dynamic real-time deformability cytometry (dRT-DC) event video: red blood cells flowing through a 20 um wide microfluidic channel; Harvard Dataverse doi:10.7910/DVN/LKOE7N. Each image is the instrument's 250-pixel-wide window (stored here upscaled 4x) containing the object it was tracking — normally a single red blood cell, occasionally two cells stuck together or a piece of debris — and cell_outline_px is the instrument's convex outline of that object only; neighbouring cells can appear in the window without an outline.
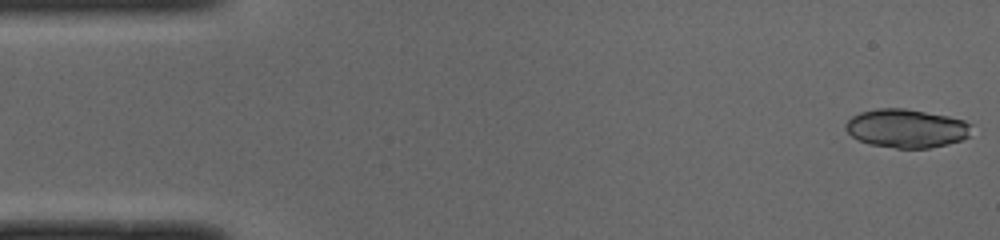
{"species": "common noctule bat (a hibernating species)", "species_latin": "Nyctalus noctula", "temperature_condition": "cold", "stored_images_in_passage": 49, "camera_frame_rate_fps": 3000, "um_per_image_px": 0.085, "animal": {"sex": "male", "body_mass_g": 19.0, "forearm_length_mm": 50.8}, "frame": {"image": 1, "passage_image": 1, "time_ms": 0.0, "image_size_px": [1000, 240], "cell_outline_px": [[972, 124], [968, 136], [960, 140], [948, 144], [928, 148], [896, 148], [868, 144], [852, 136], [844, 128], [844, 124], [852, 116], [860, 112], [876, 108], [904, 108], [948, 116], [964, 120]], "centroid_in_image_um": [77.02, 10.9], "position_along_channel_um": 8.0, "area_um2": 28.32}}
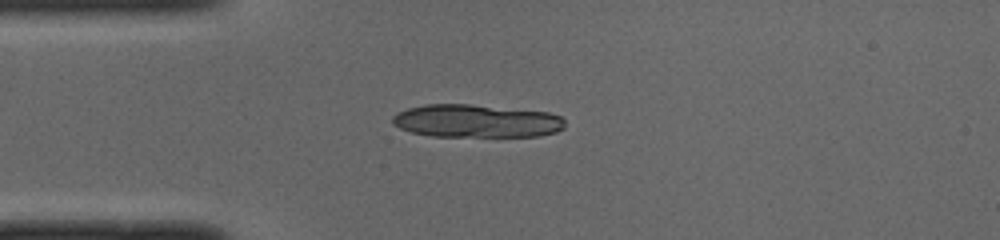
{"frame": {"image": 2, "passage_image": 12, "time_ms": 3.667, "image_size_px": [1000, 240], "cell_outline_px": [[564, 128], [556, 132], [540, 136], [432, 136], [412, 132], [400, 128], [392, 124], [392, 116], [396, 112], [408, 108], [424, 104], [468, 104], [548, 112], [560, 116], [564, 120]], "centroid_in_image_um": [40.47, 10.28], "position_along_channel_um": 44.5, "area_um2": 33.18}, "authors_computed_cell_mechanics": {"area_um2": 28.3798, "velocity_mm_per_s": 4.0069, "shape_relaxation_time_tau1_ms": 1.4595, "shape_relaxation_time_tau2_ms": 3.9343, "deformation_change_tau1": 0.3001, "deformation_change_tau2": 0.0876}}